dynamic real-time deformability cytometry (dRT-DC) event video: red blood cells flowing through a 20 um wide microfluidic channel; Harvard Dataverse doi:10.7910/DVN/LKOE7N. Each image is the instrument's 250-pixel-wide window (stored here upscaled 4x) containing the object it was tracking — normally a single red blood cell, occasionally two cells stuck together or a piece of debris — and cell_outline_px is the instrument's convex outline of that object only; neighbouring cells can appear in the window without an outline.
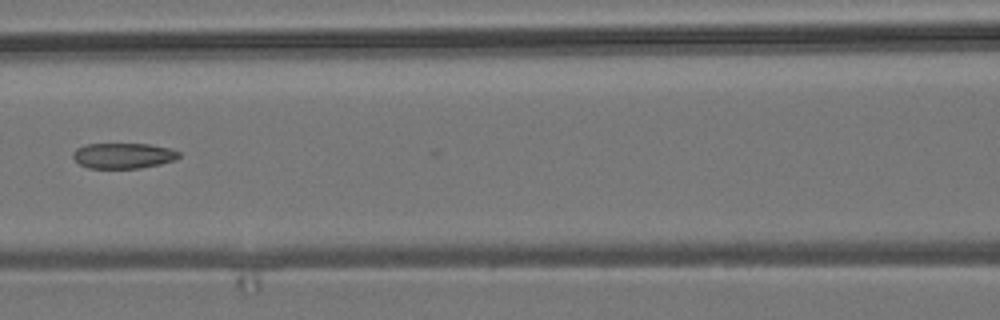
{"species": "common noctule bat (a hibernating species)", "species_latin": "Nyctalus noctula", "temperature_condition": "room temperature", "stored_images_in_passage": 6, "camera_frame_rate_fps": 3000, "um_per_image_px": 0.085, "animal": {"sex": "male", "body_mass_g": 19.2, "forearm_length_mm": 51.8}, "frame": {"image": 1, "passage_image": 5, "time_ms": 4.667, "image_size_px": [1000, 320], "cell_outline_px": [[180, 156], [176, 160], [160, 164], [140, 168], [88, 168], [80, 164], [72, 156], [72, 152], [76, 148], [84, 144], [148, 144], [172, 148], [180, 152]], "centroid_in_image_um": [10.49, 13.23], "position_along_channel_um": 156.1, "area_um2": 15.9}}
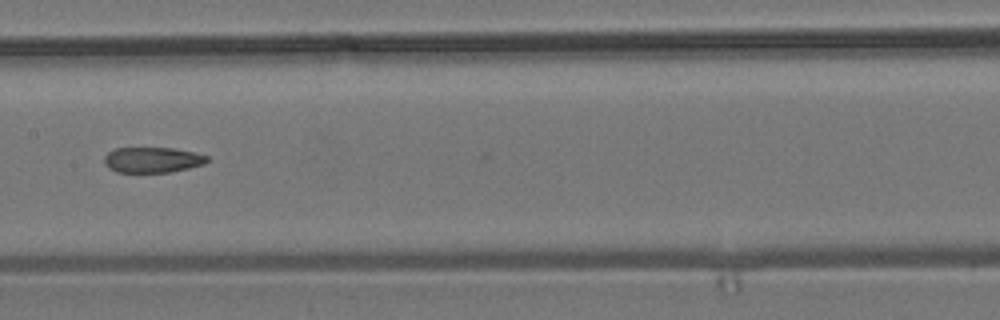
{"frame": {"image": 2, "passage_image": 6, "time_ms": 5.667, "image_size_px": [1000, 320], "cell_outline_px": [[212, 160], [204, 164], [172, 172], [116, 172], [108, 168], [104, 164], [104, 156], [108, 152], [116, 148], [172, 148], [192, 152], [208, 156]], "centroid_in_image_um": [12.96, 13.59], "position_along_channel_um": 194.4, "area_um2": 15.37}}